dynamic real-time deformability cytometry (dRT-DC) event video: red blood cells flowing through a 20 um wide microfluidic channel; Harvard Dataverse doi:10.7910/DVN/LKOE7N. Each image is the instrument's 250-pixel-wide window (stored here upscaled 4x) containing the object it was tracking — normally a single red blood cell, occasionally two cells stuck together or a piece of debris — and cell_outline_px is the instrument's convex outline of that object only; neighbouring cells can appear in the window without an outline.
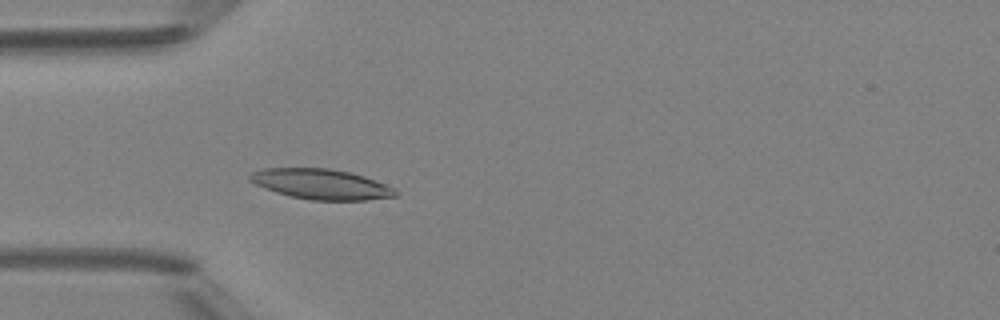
{"species": "Egyptian fruit bat (a non-hibernating species)", "species_latin": "Rousettus aegyptiacus", "temperature_condition": "room temperature", "stored_images_in_passage": 43, "camera_frame_rate_fps": 3000, "um_per_image_px": 0.085, "animal": {"sex": "female"}, "frame": {"image": 1, "passage_image": 14, "time_ms": 4.333, "image_size_px": [1000, 320], "cell_outline_px": [[396, 196], [364, 200], [312, 200], [292, 196], [276, 192], [264, 188], [248, 180], [248, 176], [252, 172], [264, 168], [328, 168], [352, 172], [364, 176], [384, 184], [392, 188], [396, 192]], "centroid_in_image_um": [27.25, 15.64], "position_along_channel_um": 57.8, "area_um2": 25.43}}
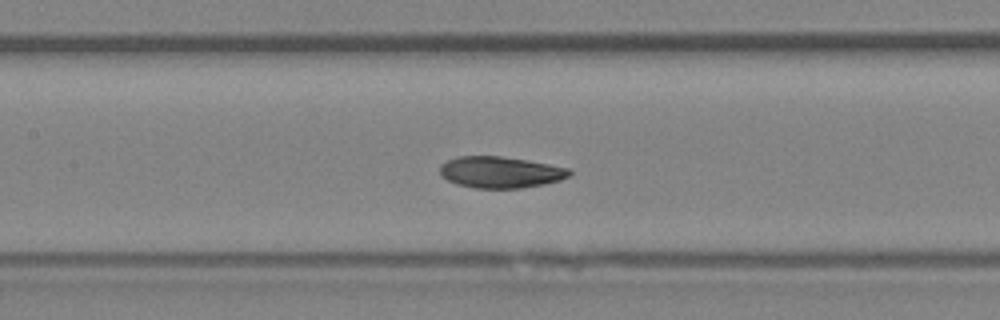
{"frame": {"image": 2, "passage_image": 22, "time_ms": 7.0, "image_size_px": [1000, 320], "cell_outline_px": [[572, 172], [568, 176], [560, 180], [544, 184], [520, 188], [476, 188], [456, 184], [440, 176], [440, 164], [456, 156], [500, 156], [528, 160], [568, 168]], "centroid_in_image_um": [42.5, 14.63], "position_along_channel_um": 164.9, "area_um2": 23.7}}
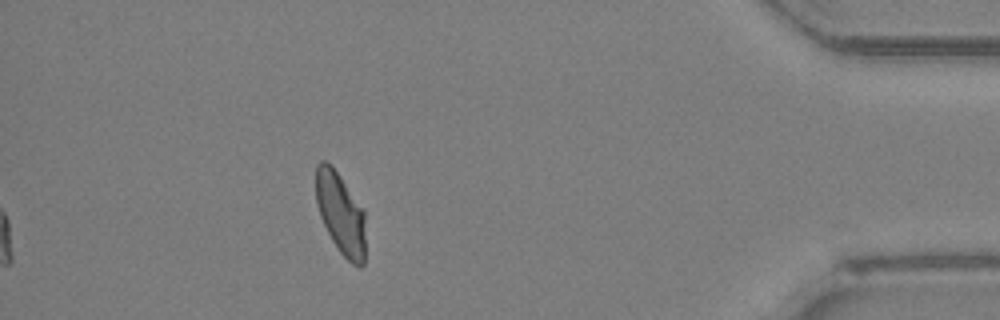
{"frame": {"image": 3, "passage_image": 43, "time_ms": 14.0, "image_size_px": [1000, 320], "cell_outline_px": [[364, 264], [360, 268], [352, 264], [340, 252], [332, 240], [320, 216], [316, 204], [316, 164], [320, 160], [324, 160], [340, 176], [364, 212]], "centroid_in_image_um": [28.93, 18.17], "position_along_channel_um": 406.3, "area_um2": 23.12}, "authors_computed_cell_mechanics": {"area_um2": 23.987, "velocity_mm_per_s": 4.1752, "shape_relaxation_time_tau1_ms": 4.2919, "shape_relaxation_time_tau2_ms": 1.4311, "deformation_change_tau1": 0.1387, "deformation_change_tau2": 0.056}}